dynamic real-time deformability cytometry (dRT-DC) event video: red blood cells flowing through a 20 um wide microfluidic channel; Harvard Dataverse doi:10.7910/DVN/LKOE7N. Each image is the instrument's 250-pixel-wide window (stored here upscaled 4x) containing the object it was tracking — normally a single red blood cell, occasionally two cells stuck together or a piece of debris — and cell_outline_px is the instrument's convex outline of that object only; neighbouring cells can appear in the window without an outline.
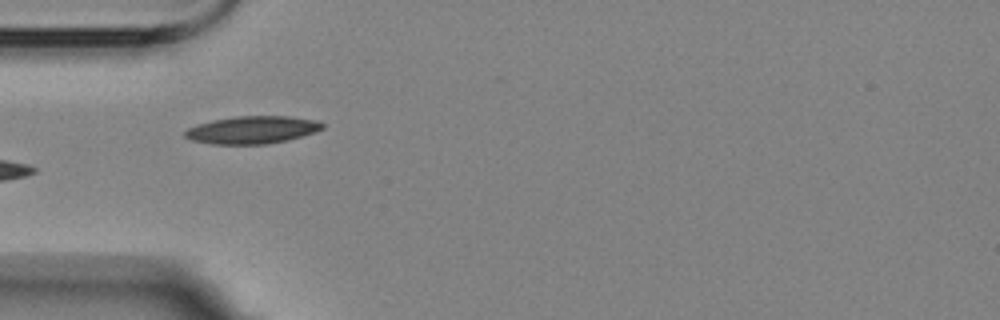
{"species": "Egyptian fruit bat (a non-hibernating species)", "species_latin": "Rousettus aegyptiacus", "temperature_condition": "room temperature", "stored_images_in_passage": 9, "camera_frame_rate_fps": 3000, "um_per_image_px": 0.085, "animal": {"sex": "female"}, "frame": {"image": 1, "passage_image": 4, "time_ms": 3.333, "image_size_px": [1000, 320], "cell_outline_px": [[324, 128], [288, 140], [268, 144], [212, 144], [192, 140], [184, 136], [184, 132], [188, 128], [196, 124], [212, 120], [236, 116], [288, 116], [316, 120], [324, 124]], "centroid_in_image_um": [21.41, 11.03], "position_along_channel_um": 63.6, "area_um2": 22.02}}
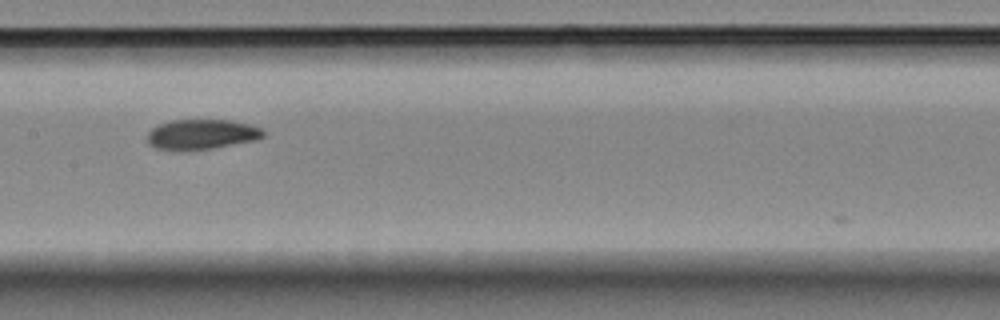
{"frame": {"image": 2, "passage_image": 7, "time_ms": 7.0, "image_size_px": [1000, 320], "cell_outline_px": [[264, 136], [260, 140], [212, 148], [184, 152], [180, 152], [156, 148], [148, 144], [148, 132], [156, 124], [168, 120], [228, 120], [248, 124], [264, 128]], "centroid_in_image_um": [17.13, 11.44], "position_along_channel_um": 190.3, "area_um2": 20.92}}
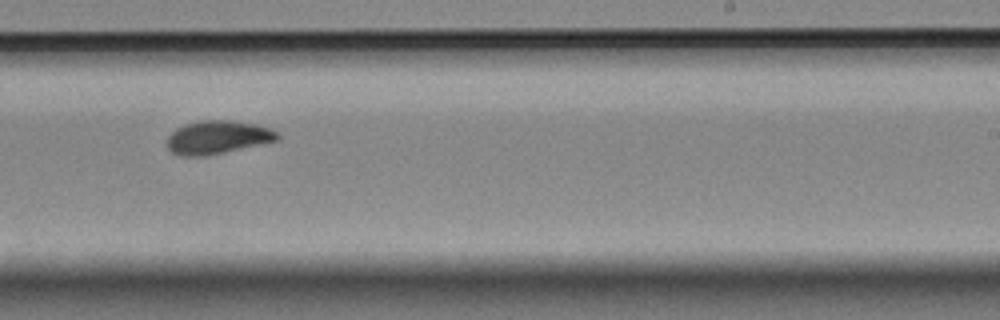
{"frame": {"image": 3, "passage_image": 9, "time_ms": 9.333, "image_size_px": [1000, 320], "cell_outline_px": [[280, 140], [224, 152], [204, 156], [180, 156], [172, 152], [168, 148], [168, 136], [176, 128], [184, 124], [200, 120], [232, 120], [256, 124], [268, 128], [276, 132], [280, 136]], "centroid_in_image_um": [18.49, 11.66], "position_along_channel_um": 270.5, "area_um2": 21.39}}